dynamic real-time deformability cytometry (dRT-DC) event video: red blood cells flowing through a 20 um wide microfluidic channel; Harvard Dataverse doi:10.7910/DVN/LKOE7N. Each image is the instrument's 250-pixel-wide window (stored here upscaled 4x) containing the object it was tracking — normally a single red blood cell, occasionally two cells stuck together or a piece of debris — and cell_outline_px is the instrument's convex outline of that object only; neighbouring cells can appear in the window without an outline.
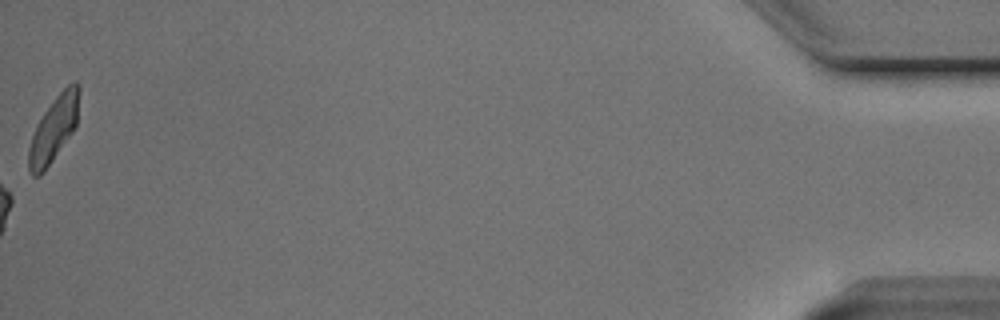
{"species": "Egyptian fruit bat (a non-hibernating species)", "species_latin": "Rousettus aegyptiacus", "temperature_condition": "cold", "stored_images_in_passage": 40, "camera_frame_rate_fps": 3000, "um_per_image_px": 0.085, "animal": {"sex": "male"}, "frame": {"image": 1, "passage_image": 40, "time_ms": 13.0, "image_size_px": [1000, 320], "cell_outline_px": [[80, 92], [76, 124], [72, 132], [44, 172], [40, 176], [32, 176], [28, 168], [28, 148], [36, 124], [44, 112], [56, 96], [72, 80], [76, 80], [80, 84]], "centroid_in_image_um": [4.57, 10.94], "position_along_channel_um": 430.6, "area_um2": 19.19}, "authors_computed_cell_mechanics": {"area_um2": 16.4441, "velocity_mm_per_s": 3.7386, "shape_relaxation_time_tau1_ms": 3.1097, "shape_relaxation_time_tau2_ms": 1.7099, "deformation_change_tau1": 0.1317, "deformation_change_tau2": 0.0653}}